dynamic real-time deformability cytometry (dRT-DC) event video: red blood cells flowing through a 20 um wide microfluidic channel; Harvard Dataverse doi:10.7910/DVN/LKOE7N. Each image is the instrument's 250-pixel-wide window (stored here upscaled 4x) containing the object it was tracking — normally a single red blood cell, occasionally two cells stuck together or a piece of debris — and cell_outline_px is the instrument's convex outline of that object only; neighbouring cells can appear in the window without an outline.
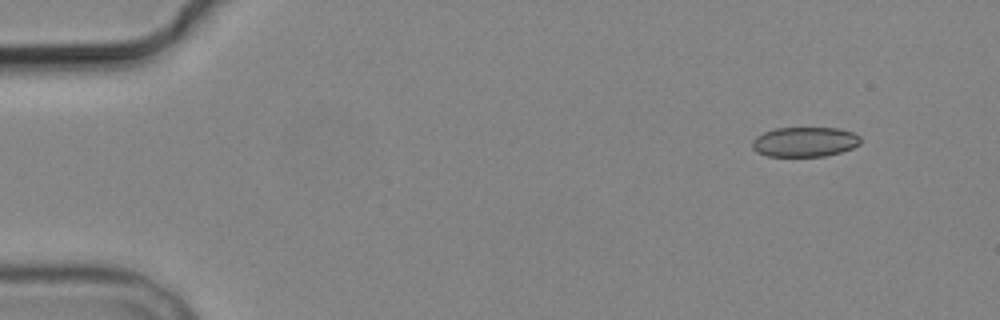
{"species": "common noctule bat (a hibernating species)", "species_latin": "Nyctalus noctula", "temperature_condition": "cold", "stored_images_in_passage": 9, "camera_frame_rate_fps": 3000, "um_per_image_px": 0.085, "animal": {"sex": "male", "body_mass_g": 19.2, "forearm_length_mm": 51.8}, "frame": {"image": 1, "passage_image": 1, "time_ms": 0.0, "image_size_px": [1000, 320], "cell_outline_px": [[860, 144], [852, 148], [840, 152], [824, 156], [768, 156], [756, 152], [752, 148], [752, 140], [756, 136], [764, 132], [776, 128], [836, 128], [852, 132], [860, 136]], "centroid_in_image_um": [68.38, 12.06], "position_along_channel_um": 16.6, "area_um2": 18.79}}
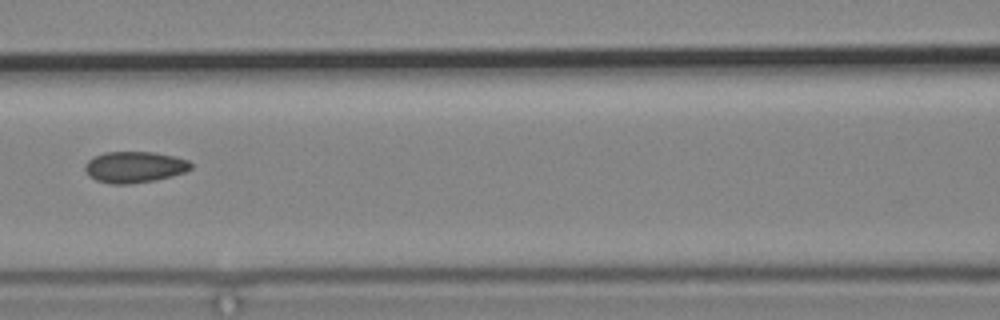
{"frame": {"image": 2, "passage_image": 6, "time_ms": 6.667, "image_size_px": [1000, 320], "cell_outline_px": [[192, 168], [184, 172], [172, 176], [156, 180], [128, 184], [112, 184], [96, 180], [88, 176], [84, 168], [84, 164], [92, 156], [104, 152], [156, 152], [176, 156], [188, 160], [192, 164]], "centroid_in_image_um": [11.42, 14.19], "position_along_channel_um": 155.2, "area_um2": 19.54}}
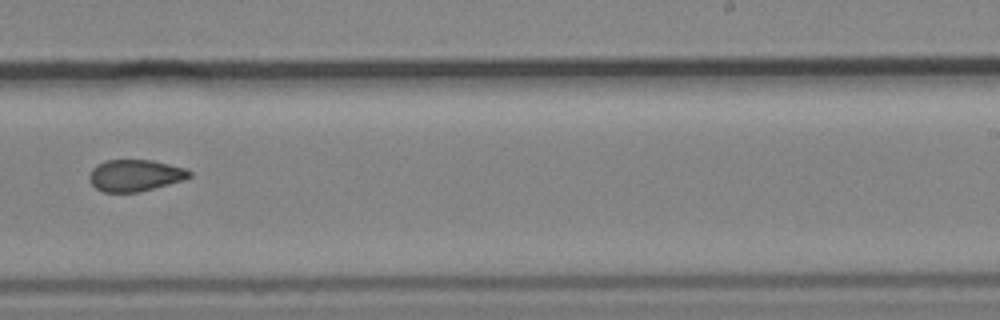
{"frame": {"image": 3, "passage_image": 9, "time_ms": 10.0, "image_size_px": [1000, 320], "cell_outline_px": [[192, 176], [184, 180], [140, 192], [104, 192], [96, 188], [88, 180], [88, 176], [92, 168], [96, 164], [104, 160], [152, 160], [184, 168], [192, 172]], "centroid_in_image_um": [11.46, 14.91], "position_along_channel_um": 277.5, "area_um2": 18.61}}